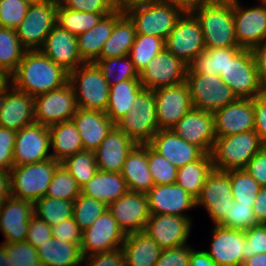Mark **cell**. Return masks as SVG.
Here are the masks:
<instances>
[{
    "mask_svg": "<svg viewBox=\"0 0 266 266\" xmlns=\"http://www.w3.org/2000/svg\"><path fill=\"white\" fill-rule=\"evenodd\" d=\"M94 63L101 70L109 86L127 79H139V72L136 70L128 55L124 57L97 59Z\"/></svg>",
    "mask_w": 266,
    "mask_h": 266,
    "instance_id": "45",
    "label": "cell"
},
{
    "mask_svg": "<svg viewBox=\"0 0 266 266\" xmlns=\"http://www.w3.org/2000/svg\"><path fill=\"white\" fill-rule=\"evenodd\" d=\"M146 194L150 215H175L191 219L185 212L196 209V199L177 183L154 185Z\"/></svg>",
    "mask_w": 266,
    "mask_h": 266,
    "instance_id": "23",
    "label": "cell"
},
{
    "mask_svg": "<svg viewBox=\"0 0 266 266\" xmlns=\"http://www.w3.org/2000/svg\"><path fill=\"white\" fill-rule=\"evenodd\" d=\"M220 78L231 88L237 98L254 99L265 90L261 84L255 58L251 49L234 47L228 53V63Z\"/></svg>",
    "mask_w": 266,
    "mask_h": 266,
    "instance_id": "4",
    "label": "cell"
},
{
    "mask_svg": "<svg viewBox=\"0 0 266 266\" xmlns=\"http://www.w3.org/2000/svg\"><path fill=\"white\" fill-rule=\"evenodd\" d=\"M51 156L57 162L83 151L82 139L72 120L49 126Z\"/></svg>",
    "mask_w": 266,
    "mask_h": 266,
    "instance_id": "35",
    "label": "cell"
},
{
    "mask_svg": "<svg viewBox=\"0 0 266 266\" xmlns=\"http://www.w3.org/2000/svg\"><path fill=\"white\" fill-rule=\"evenodd\" d=\"M165 49V40L152 35L136 34L128 56L140 73L148 62Z\"/></svg>",
    "mask_w": 266,
    "mask_h": 266,
    "instance_id": "44",
    "label": "cell"
},
{
    "mask_svg": "<svg viewBox=\"0 0 266 266\" xmlns=\"http://www.w3.org/2000/svg\"><path fill=\"white\" fill-rule=\"evenodd\" d=\"M143 89L139 79H127L111 85L105 113L116 123L132 110L134 100Z\"/></svg>",
    "mask_w": 266,
    "mask_h": 266,
    "instance_id": "37",
    "label": "cell"
},
{
    "mask_svg": "<svg viewBox=\"0 0 266 266\" xmlns=\"http://www.w3.org/2000/svg\"><path fill=\"white\" fill-rule=\"evenodd\" d=\"M108 210L125 235L144 231L150 218L147 194L140 192L128 191L110 203Z\"/></svg>",
    "mask_w": 266,
    "mask_h": 266,
    "instance_id": "19",
    "label": "cell"
},
{
    "mask_svg": "<svg viewBox=\"0 0 266 266\" xmlns=\"http://www.w3.org/2000/svg\"><path fill=\"white\" fill-rule=\"evenodd\" d=\"M52 237V227L33 215L28 225L26 242L37 249L41 244H45L46 241Z\"/></svg>",
    "mask_w": 266,
    "mask_h": 266,
    "instance_id": "59",
    "label": "cell"
},
{
    "mask_svg": "<svg viewBox=\"0 0 266 266\" xmlns=\"http://www.w3.org/2000/svg\"><path fill=\"white\" fill-rule=\"evenodd\" d=\"M10 85V76L0 68V93Z\"/></svg>",
    "mask_w": 266,
    "mask_h": 266,
    "instance_id": "70",
    "label": "cell"
},
{
    "mask_svg": "<svg viewBox=\"0 0 266 266\" xmlns=\"http://www.w3.org/2000/svg\"><path fill=\"white\" fill-rule=\"evenodd\" d=\"M185 83L192 98L193 107L214 113L238 98L218 75L186 73Z\"/></svg>",
    "mask_w": 266,
    "mask_h": 266,
    "instance_id": "10",
    "label": "cell"
},
{
    "mask_svg": "<svg viewBox=\"0 0 266 266\" xmlns=\"http://www.w3.org/2000/svg\"><path fill=\"white\" fill-rule=\"evenodd\" d=\"M208 255L218 266H243L244 231L213 225Z\"/></svg>",
    "mask_w": 266,
    "mask_h": 266,
    "instance_id": "26",
    "label": "cell"
},
{
    "mask_svg": "<svg viewBox=\"0 0 266 266\" xmlns=\"http://www.w3.org/2000/svg\"><path fill=\"white\" fill-rule=\"evenodd\" d=\"M135 37V26L131 19L123 13L115 21L112 33L104 44L98 59L127 56L135 41Z\"/></svg>",
    "mask_w": 266,
    "mask_h": 266,
    "instance_id": "38",
    "label": "cell"
},
{
    "mask_svg": "<svg viewBox=\"0 0 266 266\" xmlns=\"http://www.w3.org/2000/svg\"><path fill=\"white\" fill-rule=\"evenodd\" d=\"M42 266H83L81 248L73 243L50 238L37 248Z\"/></svg>",
    "mask_w": 266,
    "mask_h": 266,
    "instance_id": "36",
    "label": "cell"
},
{
    "mask_svg": "<svg viewBox=\"0 0 266 266\" xmlns=\"http://www.w3.org/2000/svg\"><path fill=\"white\" fill-rule=\"evenodd\" d=\"M187 69V64L165 48L139 73V80L145 89L150 90L175 86L185 82Z\"/></svg>",
    "mask_w": 266,
    "mask_h": 266,
    "instance_id": "14",
    "label": "cell"
},
{
    "mask_svg": "<svg viewBox=\"0 0 266 266\" xmlns=\"http://www.w3.org/2000/svg\"><path fill=\"white\" fill-rule=\"evenodd\" d=\"M260 5H262L266 9V0H258Z\"/></svg>",
    "mask_w": 266,
    "mask_h": 266,
    "instance_id": "73",
    "label": "cell"
},
{
    "mask_svg": "<svg viewBox=\"0 0 266 266\" xmlns=\"http://www.w3.org/2000/svg\"><path fill=\"white\" fill-rule=\"evenodd\" d=\"M31 2H39V1H42V0H29Z\"/></svg>",
    "mask_w": 266,
    "mask_h": 266,
    "instance_id": "74",
    "label": "cell"
},
{
    "mask_svg": "<svg viewBox=\"0 0 266 266\" xmlns=\"http://www.w3.org/2000/svg\"><path fill=\"white\" fill-rule=\"evenodd\" d=\"M171 130L205 154H211L216 139L213 113L193 108Z\"/></svg>",
    "mask_w": 266,
    "mask_h": 266,
    "instance_id": "20",
    "label": "cell"
},
{
    "mask_svg": "<svg viewBox=\"0 0 266 266\" xmlns=\"http://www.w3.org/2000/svg\"><path fill=\"white\" fill-rule=\"evenodd\" d=\"M73 203L74 201L44 196L33 203L34 216L52 227L72 217Z\"/></svg>",
    "mask_w": 266,
    "mask_h": 266,
    "instance_id": "41",
    "label": "cell"
},
{
    "mask_svg": "<svg viewBox=\"0 0 266 266\" xmlns=\"http://www.w3.org/2000/svg\"><path fill=\"white\" fill-rule=\"evenodd\" d=\"M193 14L199 21L205 48L239 47L235 36L233 3L209 2Z\"/></svg>",
    "mask_w": 266,
    "mask_h": 266,
    "instance_id": "2",
    "label": "cell"
},
{
    "mask_svg": "<svg viewBox=\"0 0 266 266\" xmlns=\"http://www.w3.org/2000/svg\"><path fill=\"white\" fill-rule=\"evenodd\" d=\"M216 136L254 131V99L238 98L213 113Z\"/></svg>",
    "mask_w": 266,
    "mask_h": 266,
    "instance_id": "25",
    "label": "cell"
},
{
    "mask_svg": "<svg viewBox=\"0 0 266 266\" xmlns=\"http://www.w3.org/2000/svg\"><path fill=\"white\" fill-rule=\"evenodd\" d=\"M30 4L29 0H0V27L17 28Z\"/></svg>",
    "mask_w": 266,
    "mask_h": 266,
    "instance_id": "53",
    "label": "cell"
},
{
    "mask_svg": "<svg viewBox=\"0 0 266 266\" xmlns=\"http://www.w3.org/2000/svg\"><path fill=\"white\" fill-rule=\"evenodd\" d=\"M135 26L136 34L166 39L183 12L163 0L136 4L124 10Z\"/></svg>",
    "mask_w": 266,
    "mask_h": 266,
    "instance_id": "5",
    "label": "cell"
},
{
    "mask_svg": "<svg viewBox=\"0 0 266 266\" xmlns=\"http://www.w3.org/2000/svg\"><path fill=\"white\" fill-rule=\"evenodd\" d=\"M68 81L69 73L40 50H27L10 76L14 88L33 97L61 88Z\"/></svg>",
    "mask_w": 266,
    "mask_h": 266,
    "instance_id": "1",
    "label": "cell"
},
{
    "mask_svg": "<svg viewBox=\"0 0 266 266\" xmlns=\"http://www.w3.org/2000/svg\"><path fill=\"white\" fill-rule=\"evenodd\" d=\"M154 1L159 0H114L116 8L120 10H126L128 7L136 4L149 3Z\"/></svg>",
    "mask_w": 266,
    "mask_h": 266,
    "instance_id": "69",
    "label": "cell"
},
{
    "mask_svg": "<svg viewBox=\"0 0 266 266\" xmlns=\"http://www.w3.org/2000/svg\"><path fill=\"white\" fill-rule=\"evenodd\" d=\"M105 15L107 14L82 12L58 6L56 24L69 33L78 36L95 27Z\"/></svg>",
    "mask_w": 266,
    "mask_h": 266,
    "instance_id": "43",
    "label": "cell"
},
{
    "mask_svg": "<svg viewBox=\"0 0 266 266\" xmlns=\"http://www.w3.org/2000/svg\"><path fill=\"white\" fill-rule=\"evenodd\" d=\"M211 154H204L199 160H195L181 167L177 171L176 183L197 199L207 176L213 171Z\"/></svg>",
    "mask_w": 266,
    "mask_h": 266,
    "instance_id": "39",
    "label": "cell"
},
{
    "mask_svg": "<svg viewBox=\"0 0 266 266\" xmlns=\"http://www.w3.org/2000/svg\"><path fill=\"white\" fill-rule=\"evenodd\" d=\"M115 126L136 144H149L154 134L160 130L153 90L144 88L134 100L132 110L117 121Z\"/></svg>",
    "mask_w": 266,
    "mask_h": 266,
    "instance_id": "8",
    "label": "cell"
},
{
    "mask_svg": "<svg viewBox=\"0 0 266 266\" xmlns=\"http://www.w3.org/2000/svg\"><path fill=\"white\" fill-rule=\"evenodd\" d=\"M27 49L20 43L13 28L0 27V68L11 76Z\"/></svg>",
    "mask_w": 266,
    "mask_h": 266,
    "instance_id": "40",
    "label": "cell"
},
{
    "mask_svg": "<svg viewBox=\"0 0 266 266\" xmlns=\"http://www.w3.org/2000/svg\"><path fill=\"white\" fill-rule=\"evenodd\" d=\"M11 196V173L0 168V202Z\"/></svg>",
    "mask_w": 266,
    "mask_h": 266,
    "instance_id": "67",
    "label": "cell"
},
{
    "mask_svg": "<svg viewBox=\"0 0 266 266\" xmlns=\"http://www.w3.org/2000/svg\"><path fill=\"white\" fill-rule=\"evenodd\" d=\"M80 194L81 188L78 186L76 180L66 168L60 164L54 172L45 196L74 201Z\"/></svg>",
    "mask_w": 266,
    "mask_h": 266,
    "instance_id": "49",
    "label": "cell"
},
{
    "mask_svg": "<svg viewBox=\"0 0 266 266\" xmlns=\"http://www.w3.org/2000/svg\"><path fill=\"white\" fill-rule=\"evenodd\" d=\"M234 202L229 171H213L207 176L196 207H204L212 223L217 225Z\"/></svg>",
    "mask_w": 266,
    "mask_h": 266,
    "instance_id": "13",
    "label": "cell"
},
{
    "mask_svg": "<svg viewBox=\"0 0 266 266\" xmlns=\"http://www.w3.org/2000/svg\"><path fill=\"white\" fill-rule=\"evenodd\" d=\"M9 256V266H42L37 249L28 242L3 243Z\"/></svg>",
    "mask_w": 266,
    "mask_h": 266,
    "instance_id": "52",
    "label": "cell"
},
{
    "mask_svg": "<svg viewBox=\"0 0 266 266\" xmlns=\"http://www.w3.org/2000/svg\"><path fill=\"white\" fill-rule=\"evenodd\" d=\"M107 209L108 205L104 202L80 194L74 200L72 216L79 228L84 231Z\"/></svg>",
    "mask_w": 266,
    "mask_h": 266,
    "instance_id": "48",
    "label": "cell"
},
{
    "mask_svg": "<svg viewBox=\"0 0 266 266\" xmlns=\"http://www.w3.org/2000/svg\"><path fill=\"white\" fill-rule=\"evenodd\" d=\"M243 263L255 254L266 253V224H258L244 231Z\"/></svg>",
    "mask_w": 266,
    "mask_h": 266,
    "instance_id": "54",
    "label": "cell"
},
{
    "mask_svg": "<svg viewBox=\"0 0 266 266\" xmlns=\"http://www.w3.org/2000/svg\"><path fill=\"white\" fill-rule=\"evenodd\" d=\"M61 164L76 180L80 188L92 179L98 171L94 151L77 152L66 158Z\"/></svg>",
    "mask_w": 266,
    "mask_h": 266,
    "instance_id": "46",
    "label": "cell"
},
{
    "mask_svg": "<svg viewBox=\"0 0 266 266\" xmlns=\"http://www.w3.org/2000/svg\"><path fill=\"white\" fill-rule=\"evenodd\" d=\"M129 191L121 173L98 170L82 188L81 194L109 205Z\"/></svg>",
    "mask_w": 266,
    "mask_h": 266,
    "instance_id": "33",
    "label": "cell"
},
{
    "mask_svg": "<svg viewBox=\"0 0 266 266\" xmlns=\"http://www.w3.org/2000/svg\"><path fill=\"white\" fill-rule=\"evenodd\" d=\"M57 3L70 10L100 14H109L117 9L114 0H57Z\"/></svg>",
    "mask_w": 266,
    "mask_h": 266,
    "instance_id": "55",
    "label": "cell"
},
{
    "mask_svg": "<svg viewBox=\"0 0 266 266\" xmlns=\"http://www.w3.org/2000/svg\"><path fill=\"white\" fill-rule=\"evenodd\" d=\"M78 129L84 150L95 151L105 139L115 123L99 110L78 108L71 119Z\"/></svg>",
    "mask_w": 266,
    "mask_h": 266,
    "instance_id": "30",
    "label": "cell"
},
{
    "mask_svg": "<svg viewBox=\"0 0 266 266\" xmlns=\"http://www.w3.org/2000/svg\"><path fill=\"white\" fill-rule=\"evenodd\" d=\"M174 7L180 9L183 13H193L203 5L209 3L208 0H163Z\"/></svg>",
    "mask_w": 266,
    "mask_h": 266,
    "instance_id": "65",
    "label": "cell"
},
{
    "mask_svg": "<svg viewBox=\"0 0 266 266\" xmlns=\"http://www.w3.org/2000/svg\"><path fill=\"white\" fill-rule=\"evenodd\" d=\"M244 169L261 187H266V144Z\"/></svg>",
    "mask_w": 266,
    "mask_h": 266,
    "instance_id": "61",
    "label": "cell"
},
{
    "mask_svg": "<svg viewBox=\"0 0 266 266\" xmlns=\"http://www.w3.org/2000/svg\"><path fill=\"white\" fill-rule=\"evenodd\" d=\"M234 47L206 48L188 66L186 73L221 75L228 63V53Z\"/></svg>",
    "mask_w": 266,
    "mask_h": 266,
    "instance_id": "42",
    "label": "cell"
},
{
    "mask_svg": "<svg viewBox=\"0 0 266 266\" xmlns=\"http://www.w3.org/2000/svg\"><path fill=\"white\" fill-rule=\"evenodd\" d=\"M57 0L31 2L26 16L15 28L20 43L27 50H39L47 35L56 25Z\"/></svg>",
    "mask_w": 266,
    "mask_h": 266,
    "instance_id": "9",
    "label": "cell"
},
{
    "mask_svg": "<svg viewBox=\"0 0 266 266\" xmlns=\"http://www.w3.org/2000/svg\"><path fill=\"white\" fill-rule=\"evenodd\" d=\"M149 144L178 169L199 160L205 154L199 147L189 144L172 130L157 131Z\"/></svg>",
    "mask_w": 266,
    "mask_h": 266,
    "instance_id": "29",
    "label": "cell"
},
{
    "mask_svg": "<svg viewBox=\"0 0 266 266\" xmlns=\"http://www.w3.org/2000/svg\"><path fill=\"white\" fill-rule=\"evenodd\" d=\"M209 2H231L233 3L235 0H208Z\"/></svg>",
    "mask_w": 266,
    "mask_h": 266,
    "instance_id": "72",
    "label": "cell"
},
{
    "mask_svg": "<svg viewBox=\"0 0 266 266\" xmlns=\"http://www.w3.org/2000/svg\"><path fill=\"white\" fill-rule=\"evenodd\" d=\"M77 109L75 93L69 82L34 97L35 121L46 126L71 120Z\"/></svg>",
    "mask_w": 266,
    "mask_h": 266,
    "instance_id": "12",
    "label": "cell"
},
{
    "mask_svg": "<svg viewBox=\"0 0 266 266\" xmlns=\"http://www.w3.org/2000/svg\"><path fill=\"white\" fill-rule=\"evenodd\" d=\"M34 122V97L10 84L0 93V126L19 131Z\"/></svg>",
    "mask_w": 266,
    "mask_h": 266,
    "instance_id": "22",
    "label": "cell"
},
{
    "mask_svg": "<svg viewBox=\"0 0 266 266\" xmlns=\"http://www.w3.org/2000/svg\"><path fill=\"white\" fill-rule=\"evenodd\" d=\"M243 266H266V253L253 255L244 261Z\"/></svg>",
    "mask_w": 266,
    "mask_h": 266,
    "instance_id": "68",
    "label": "cell"
},
{
    "mask_svg": "<svg viewBox=\"0 0 266 266\" xmlns=\"http://www.w3.org/2000/svg\"><path fill=\"white\" fill-rule=\"evenodd\" d=\"M258 224L253 205H244L234 201L229 212H226L225 217L217 225L223 228L245 231Z\"/></svg>",
    "mask_w": 266,
    "mask_h": 266,
    "instance_id": "51",
    "label": "cell"
},
{
    "mask_svg": "<svg viewBox=\"0 0 266 266\" xmlns=\"http://www.w3.org/2000/svg\"><path fill=\"white\" fill-rule=\"evenodd\" d=\"M165 48L188 66L206 48L203 33L193 13H183L165 39Z\"/></svg>",
    "mask_w": 266,
    "mask_h": 266,
    "instance_id": "11",
    "label": "cell"
},
{
    "mask_svg": "<svg viewBox=\"0 0 266 266\" xmlns=\"http://www.w3.org/2000/svg\"><path fill=\"white\" fill-rule=\"evenodd\" d=\"M34 215L33 203L13 196L0 202V231L2 243L25 242L28 225Z\"/></svg>",
    "mask_w": 266,
    "mask_h": 266,
    "instance_id": "24",
    "label": "cell"
},
{
    "mask_svg": "<svg viewBox=\"0 0 266 266\" xmlns=\"http://www.w3.org/2000/svg\"><path fill=\"white\" fill-rule=\"evenodd\" d=\"M156 118L160 130H171L193 107L187 84L160 87L155 90Z\"/></svg>",
    "mask_w": 266,
    "mask_h": 266,
    "instance_id": "15",
    "label": "cell"
},
{
    "mask_svg": "<svg viewBox=\"0 0 266 266\" xmlns=\"http://www.w3.org/2000/svg\"><path fill=\"white\" fill-rule=\"evenodd\" d=\"M17 131L0 126V168L10 171L14 166V147Z\"/></svg>",
    "mask_w": 266,
    "mask_h": 266,
    "instance_id": "56",
    "label": "cell"
},
{
    "mask_svg": "<svg viewBox=\"0 0 266 266\" xmlns=\"http://www.w3.org/2000/svg\"><path fill=\"white\" fill-rule=\"evenodd\" d=\"M265 143L255 131L229 136H216L211 157L218 171L244 169Z\"/></svg>",
    "mask_w": 266,
    "mask_h": 266,
    "instance_id": "3",
    "label": "cell"
},
{
    "mask_svg": "<svg viewBox=\"0 0 266 266\" xmlns=\"http://www.w3.org/2000/svg\"><path fill=\"white\" fill-rule=\"evenodd\" d=\"M60 164L55 159L49 158L41 162L13 166L10 170L12 196L32 203L44 197Z\"/></svg>",
    "mask_w": 266,
    "mask_h": 266,
    "instance_id": "7",
    "label": "cell"
},
{
    "mask_svg": "<svg viewBox=\"0 0 266 266\" xmlns=\"http://www.w3.org/2000/svg\"><path fill=\"white\" fill-rule=\"evenodd\" d=\"M83 266H126L122 248L84 257Z\"/></svg>",
    "mask_w": 266,
    "mask_h": 266,
    "instance_id": "60",
    "label": "cell"
},
{
    "mask_svg": "<svg viewBox=\"0 0 266 266\" xmlns=\"http://www.w3.org/2000/svg\"><path fill=\"white\" fill-rule=\"evenodd\" d=\"M52 234L55 239L81 246L83 231L74 221L73 216L52 226Z\"/></svg>",
    "mask_w": 266,
    "mask_h": 266,
    "instance_id": "57",
    "label": "cell"
},
{
    "mask_svg": "<svg viewBox=\"0 0 266 266\" xmlns=\"http://www.w3.org/2000/svg\"><path fill=\"white\" fill-rule=\"evenodd\" d=\"M189 266H218L217 263L208 255L205 250H195L194 248L190 251V262Z\"/></svg>",
    "mask_w": 266,
    "mask_h": 266,
    "instance_id": "66",
    "label": "cell"
},
{
    "mask_svg": "<svg viewBox=\"0 0 266 266\" xmlns=\"http://www.w3.org/2000/svg\"><path fill=\"white\" fill-rule=\"evenodd\" d=\"M39 50L68 73L84 63L78 52L77 36L57 24Z\"/></svg>",
    "mask_w": 266,
    "mask_h": 266,
    "instance_id": "27",
    "label": "cell"
},
{
    "mask_svg": "<svg viewBox=\"0 0 266 266\" xmlns=\"http://www.w3.org/2000/svg\"><path fill=\"white\" fill-rule=\"evenodd\" d=\"M121 175L129 191L146 194L154 186L148 166L147 144H136L132 148L123 165Z\"/></svg>",
    "mask_w": 266,
    "mask_h": 266,
    "instance_id": "32",
    "label": "cell"
},
{
    "mask_svg": "<svg viewBox=\"0 0 266 266\" xmlns=\"http://www.w3.org/2000/svg\"><path fill=\"white\" fill-rule=\"evenodd\" d=\"M49 126L34 122L17 131L14 166L41 162L52 158Z\"/></svg>",
    "mask_w": 266,
    "mask_h": 266,
    "instance_id": "17",
    "label": "cell"
},
{
    "mask_svg": "<svg viewBox=\"0 0 266 266\" xmlns=\"http://www.w3.org/2000/svg\"><path fill=\"white\" fill-rule=\"evenodd\" d=\"M233 18L239 47L252 50L266 40V9L262 5L245 8L235 0Z\"/></svg>",
    "mask_w": 266,
    "mask_h": 266,
    "instance_id": "18",
    "label": "cell"
},
{
    "mask_svg": "<svg viewBox=\"0 0 266 266\" xmlns=\"http://www.w3.org/2000/svg\"><path fill=\"white\" fill-rule=\"evenodd\" d=\"M192 225L188 217L157 214L150 215L144 231L161 249H168L189 244Z\"/></svg>",
    "mask_w": 266,
    "mask_h": 266,
    "instance_id": "21",
    "label": "cell"
},
{
    "mask_svg": "<svg viewBox=\"0 0 266 266\" xmlns=\"http://www.w3.org/2000/svg\"><path fill=\"white\" fill-rule=\"evenodd\" d=\"M0 266H9V256L3 243H0Z\"/></svg>",
    "mask_w": 266,
    "mask_h": 266,
    "instance_id": "71",
    "label": "cell"
},
{
    "mask_svg": "<svg viewBox=\"0 0 266 266\" xmlns=\"http://www.w3.org/2000/svg\"><path fill=\"white\" fill-rule=\"evenodd\" d=\"M233 199L244 205H253L261 186L245 169L230 170Z\"/></svg>",
    "mask_w": 266,
    "mask_h": 266,
    "instance_id": "47",
    "label": "cell"
},
{
    "mask_svg": "<svg viewBox=\"0 0 266 266\" xmlns=\"http://www.w3.org/2000/svg\"><path fill=\"white\" fill-rule=\"evenodd\" d=\"M124 13L116 9L103 16L95 27L77 36L78 52L84 63H94L100 56L104 44L109 39L115 21Z\"/></svg>",
    "mask_w": 266,
    "mask_h": 266,
    "instance_id": "31",
    "label": "cell"
},
{
    "mask_svg": "<svg viewBox=\"0 0 266 266\" xmlns=\"http://www.w3.org/2000/svg\"><path fill=\"white\" fill-rule=\"evenodd\" d=\"M126 235L117 220L107 209L82 234L81 253L83 258L93 254L122 248Z\"/></svg>",
    "mask_w": 266,
    "mask_h": 266,
    "instance_id": "16",
    "label": "cell"
},
{
    "mask_svg": "<svg viewBox=\"0 0 266 266\" xmlns=\"http://www.w3.org/2000/svg\"><path fill=\"white\" fill-rule=\"evenodd\" d=\"M191 249L188 244L162 249L156 266H189Z\"/></svg>",
    "mask_w": 266,
    "mask_h": 266,
    "instance_id": "58",
    "label": "cell"
},
{
    "mask_svg": "<svg viewBox=\"0 0 266 266\" xmlns=\"http://www.w3.org/2000/svg\"><path fill=\"white\" fill-rule=\"evenodd\" d=\"M253 211L259 224H266V187H261L257 194Z\"/></svg>",
    "mask_w": 266,
    "mask_h": 266,
    "instance_id": "64",
    "label": "cell"
},
{
    "mask_svg": "<svg viewBox=\"0 0 266 266\" xmlns=\"http://www.w3.org/2000/svg\"><path fill=\"white\" fill-rule=\"evenodd\" d=\"M252 52L255 58L260 82L266 89V40L254 47Z\"/></svg>",
    "mask_w": 266,
    "mask_h": 266,
    "instance_id": "63",
    "label": "cell"
},
{
    "mask_svg": "<svg viewBox=\"0 0 266 266\" xmlns=\"http://www.w3.org/2000/svg\"><path fill=\"white\" fill-rule=\"evenodd\" d=\"M135 145L123 131L114 126L94 151L98 170L121 173L126 158Z\"/></svg>",
    "mask_w": 266,
    "mask_h": 266,
    "instance_id": "28",
    "label": "cell"
},
{
    "mask_svg": "<svg viewBox=\"0 0 266 266\" xmlns=\"http://www.w3.org/2000/svg\"><path fill=\"white\" fill-rule=\"evenodd\" d=\"M78 108L106 112L110 86L96 63H83L69 73Z\"/></svg>",
    "mask_w": 266,
    "mask_h": 266,
    "instance_id": "6",
    "label": "cell"
},
{
    "mask_svg": "<svg viewBox=\"0 0 266 266\" xmlns=\"http://www.w3.org/2000/svg\"><path fill=\"white\" fill-rule=\"evenodd\" d=\"M254 131L266 144V89L254 98Z\"/></svg>",
    "mask_w": 266,
    "mask_h": 266,
    "instance_id": "62",
    "label": "cell"
},
{
    "mask_svg": "<svg viewBox=\"0 0 266 266\" xmlns=\"http://www.w3.org/2000/svg\"><path fill=\"white\" fill-rule=\"evenodd\" d=\"M122 251L126 266H156L162 249L142 231L126 235Z\"/></svg>",
    "mask_w": 266,
    "mask_h": 266,
    "instance_id": "34",
    "label": "cell"
},
{
    "mask_svg": "<svg viewBox=\"0 0 266 266\" xmlns=\"http://www.w3.org/2000/svg\"><path fill=\"white\" fill-rule=\"evenodd\" d=\"M147 160L154 185L176 183L178 168L158 153L150 144H147Z\"/></svg>",
    "mask_w": 266,
    "mask_h": 266,
    "instance_id": "50",
    "label": "cell"
}]
</instances>
